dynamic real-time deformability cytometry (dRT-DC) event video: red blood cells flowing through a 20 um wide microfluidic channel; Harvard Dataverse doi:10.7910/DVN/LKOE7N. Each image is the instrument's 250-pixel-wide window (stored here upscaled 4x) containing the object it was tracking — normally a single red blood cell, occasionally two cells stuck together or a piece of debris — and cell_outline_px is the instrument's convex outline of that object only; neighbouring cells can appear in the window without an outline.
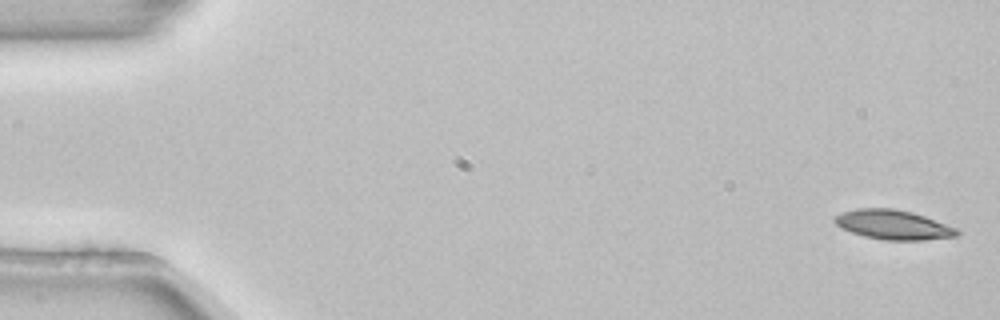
{"species": "common noctule bat (a hibernating species)", "species_latin": "Nyctalus noctula", "temperature_condition": "room temperature", "stored_images_in_passage": 4, "camera_frame_rate_fps": 3000, "um_per_image_px": 0.085, "animal": {"sex": "female", "body_mass_g": 22.7, "forearm_length_mm": 54.2}, "frame": {"image": 1, "passage_image": 1, "time_ms": 0.0, "image_size_px": [1000, 320], "cell_outline_px": [[960, 236], [924, 240], [884, 240], [864, 236], [840, 228], [832, 220], [836, 216], [844, 212], [856, 208], [892, 208], [912, 212], [924, 216], [956, 228], [960, 232]], "centroid_in_image_um": [75.92, 19.11], "position_along_channel_um": 9.1, "area_um2": 20.98}}
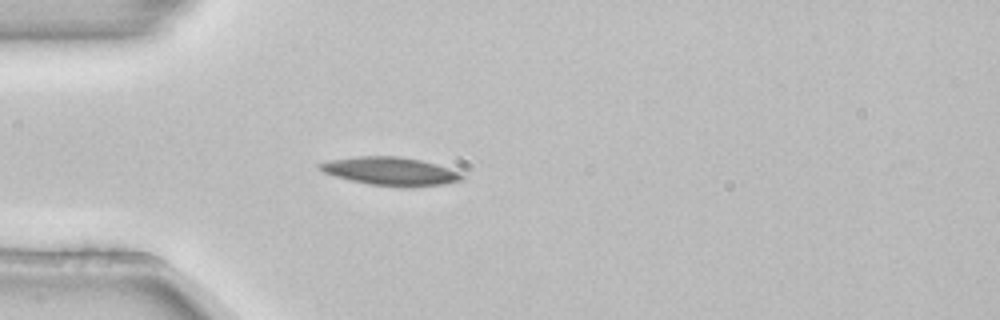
{"frame": {"image": 2, "passage_image": 4, "time_ms": 1.0, "image_size_px": [1000, 320], "cell_outline_px": [[464, 180], [444, 184], [368, 184], [336, 176], [324, 172], [316, 164], [328, 160], [356, 156], [400, 156], [420, 160], [436, 164], [460, 172], [464, 176]], "centroid_in_image_um": [33.15, 14.5], "position_along_channel_um": 51.8, "area_um2": 22.43}}